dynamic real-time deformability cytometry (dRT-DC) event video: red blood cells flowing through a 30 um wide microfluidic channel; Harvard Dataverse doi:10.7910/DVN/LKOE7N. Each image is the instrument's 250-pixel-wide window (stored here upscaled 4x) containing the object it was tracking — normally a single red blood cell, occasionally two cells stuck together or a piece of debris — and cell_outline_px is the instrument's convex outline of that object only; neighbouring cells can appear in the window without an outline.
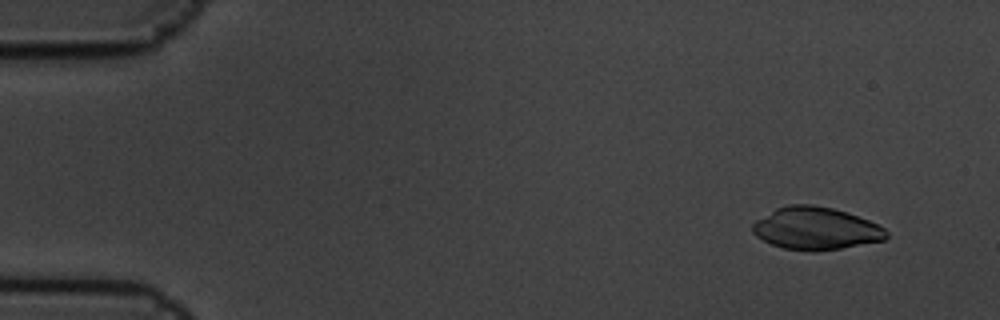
{"species": "common noctule bat (a hibernating species)", "species_latin": "Nyctalus noctula", "temperature_condition": "cold", "stored_images_in_passage": 7, "camera_frame_rate_fps": 3000, "um_per_image_px": 0.085, "animal": {"sex": "male", "body_mass_g": 19.5, "forearm_length_mm": 54.6}, "frame": {"image": 1, "passage_image": 2, "time_ms": 0.333, "image_size_px": [1000, 320], "cell_outline_px": [[888, 236], [884, 240], [840, 248], [784, 248], [772, 244], [756, 236], [752, 232], [752, 224], [756, 220], [776, 208], [788, 204], [812, 204], [832, 208], [848, 212], [868, 220], [884, 228], [888, 232]], "centroid_in_image_um": [69.34, 19.37], "position_along_channel_um": 15.7, "area_um2": 32.25}}